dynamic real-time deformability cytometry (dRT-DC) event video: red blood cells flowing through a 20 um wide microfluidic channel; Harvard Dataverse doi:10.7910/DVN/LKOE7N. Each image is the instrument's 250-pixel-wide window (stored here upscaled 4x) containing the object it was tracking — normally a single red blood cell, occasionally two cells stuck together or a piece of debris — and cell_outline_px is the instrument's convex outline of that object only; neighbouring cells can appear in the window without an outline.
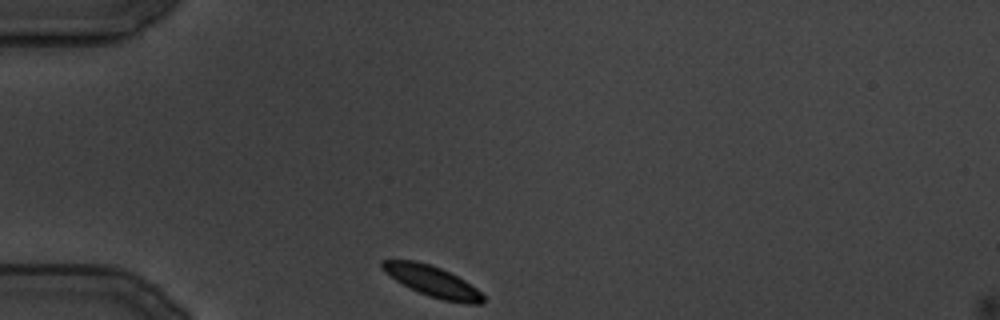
{"species": "common noctule bat (a hibernating species)", "species_latin": "Nyctalus noctula", "temperature_condition": "cold", "stored_images_in_passage": 98, "camera_frame_rate_fps": 3000, "um_per_image_px": 0.085, "animal": {"sex": "male", "body_mass_g": 19.5, "forearm_length_mm": 54.6}, "frame": {"image": 1, "passage_image": 1, "time_ms": 0.0, "image_size_px": [1000, 320], "cell_outline_px": [[484, 300], [480, 304], [464, 304], [444, 300], [428, 296], [396, 280], [384, 272], [380, 268], [380, 260], [416, 260], [440, 268], [464, 280], [476, 288], [484, 296]], "centroid_in_image_um": [36.74, 23.91], "position_along_channel_um": 48.3, "area_um2": 17.86}}
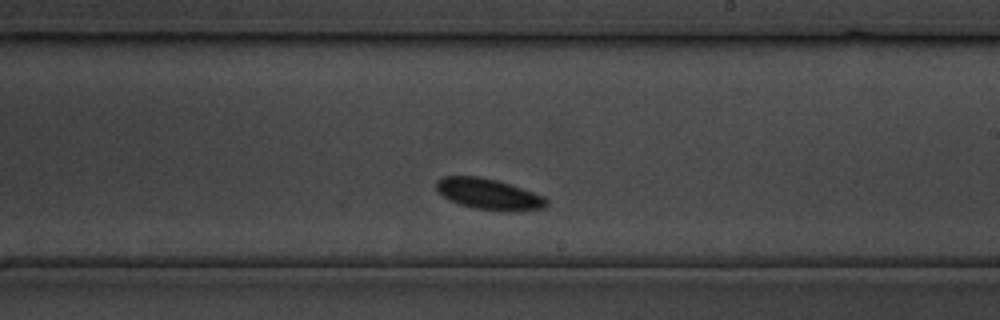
{"frame": {"image": 2, "passage_image": 45, "time_ms": 14.667, "image_size_px": [1000, 320], "cell_outline_px": [[548, 204], [544, 208], [512, 212], [476, 208], [460, 204], [448, 200], [436, 188], [436, 180], [444, 176], [476, 176], [496, 180], [544, 196], [548, 200]], "centroid_in_image_um": [41.55, 16.5], "position_along_channel_um": 247.5, "area_um2": 19.65}}
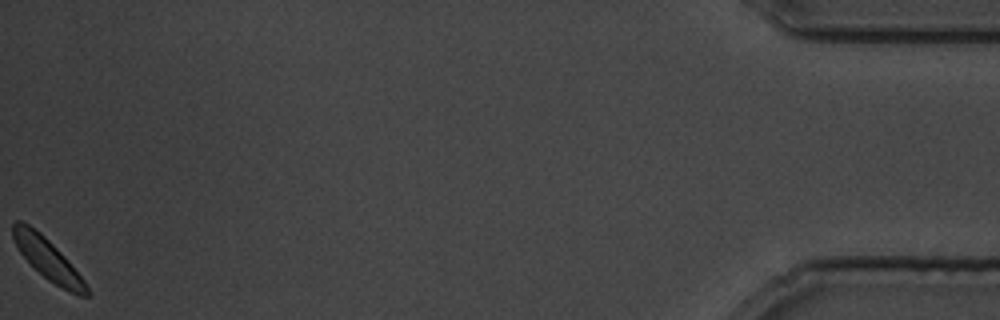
{"frame": {"image": 3, "passage_image": 98, "time_ms": 32.333, "image_size_px": [1000, 320], "cell_outline_px": [[88, 296], [80, 296], [48, 280], [20, 252], [12, 236], [12, 224], [16, 220], [20, 220], [28, 224], [40, 232], [68, 260], [84, 280], [88, 288]], "centroid_in_image_um": [4.04, 21.98], "position_along_channel_um": 431.2, "area_um2": 17.05}}